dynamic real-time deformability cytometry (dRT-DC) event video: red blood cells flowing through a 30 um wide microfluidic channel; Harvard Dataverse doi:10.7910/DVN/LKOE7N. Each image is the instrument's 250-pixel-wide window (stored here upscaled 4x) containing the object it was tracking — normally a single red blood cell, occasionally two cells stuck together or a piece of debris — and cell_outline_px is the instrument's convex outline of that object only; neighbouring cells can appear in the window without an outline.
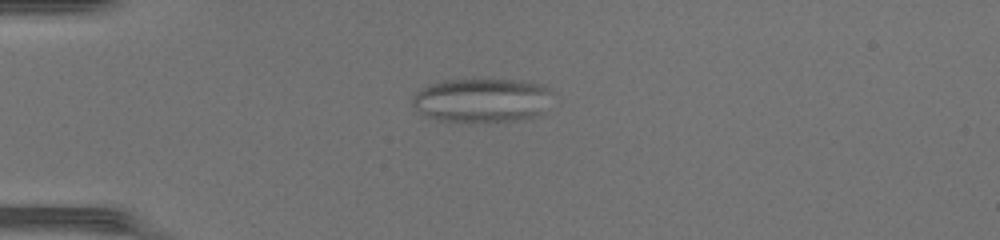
{"species": "common noctule bat (a hibernating species)", "species_latin": "Nyctalus noctula", "temperature_condition": "warm", "stored_images_in_passage": 49, "camera_frame_rate_fps": 3000, "um_per_image_px": 0.085, "animal": {"sex": "female", "body_mass_g": 17.0, "forearm_length_mm": 48.0}, "frame": {"image": 1, "passage_image": 14, "time_ms": 4.333, "image_size_px": [1000, 240], "cell_outline_px": [[548, 88], [540, 112], [532, 116], [516, 120], [436, 120], [424, 116], [412, 104], [412, 96], [416, 92], [432, 84], [444, 80], [472, 76], [524, 80], [540, 84]], "centroid_in_image_um": [40.83, 8.43], "position_along_channel_um": 44.2, "area_um2": 35.6}}
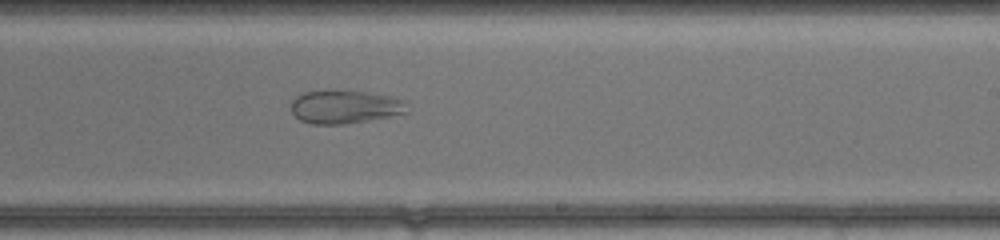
{"frame": {"image": 2, "passage_image": 31, "time_ms": 10.0, "image_size_px": [1000, 240], "cell_outline_px": [[408, 112], [368, 120], [340, 124], [312, 124], [300, 120], [292, 112], [292, 100], [296, 96], [304, 92], [368, 92], [388, 96], [404, 100]], "centroid_in_image_um": [29.3, 9.1], "position_along_channel_um": 259.7, "area_um2": 21.79}}
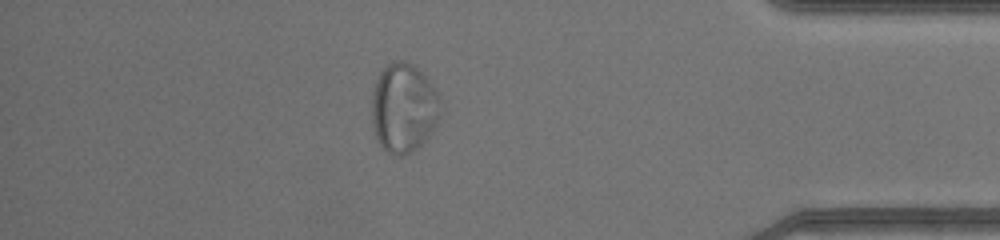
{"frame": {"image": 3, "passage_image": 43, "time_ms": 14.0, "image_size_px": [1000, 240], "cell_outline_px": [[440, 116], [432, 132], [412, 152], [404, 156], [400, 156], [388, 152], [380, 144], [376, 136], [372, 124], [372, 92], [380, 72], [388, 64], [396, 60], [404, 60], [412, 64], [424, 72], [436, 88], [440, 100]], "centroid_in_image_um": [34.33, 9.15], "position_along_channel_um": 400.9, "area_um2": 35.95}}